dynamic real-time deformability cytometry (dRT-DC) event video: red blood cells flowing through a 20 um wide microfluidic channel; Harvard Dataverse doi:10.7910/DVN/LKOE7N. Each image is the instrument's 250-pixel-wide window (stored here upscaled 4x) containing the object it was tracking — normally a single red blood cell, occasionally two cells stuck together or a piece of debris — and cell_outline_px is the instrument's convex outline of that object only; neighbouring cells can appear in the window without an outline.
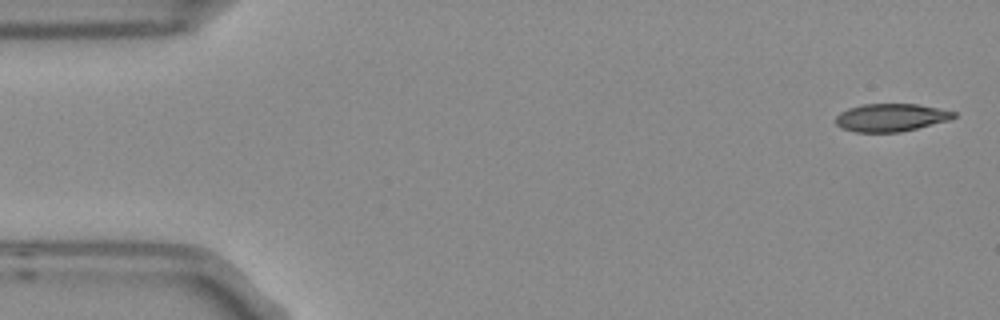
{"species": "Egyptian fruit bat (a non-hibernating species)", "species_latin": "Rousettus aegyptiacus", "temperature_condition": "room temperature", "stored_images_in_passage": 4, "camera_frame_rate_fps": 3000, "um_per_image_px": 0.085, "frame": {"image": 1, "passage_image": 1, "time_ms": 0.0, "image_size_px": [1000, 320], "cell_outline_px": [[956, 116], [948, 120], [900, 132], [856, 132], [844, 128], [836, 124], [836, 116], [840, 112], [848, 108], [864, 104], [920, 104], [956, 112]], "centroid_in_image_um": [75.72, 9.98], "position_along_channel_um": 9.3, "area_um2": 18.96}}
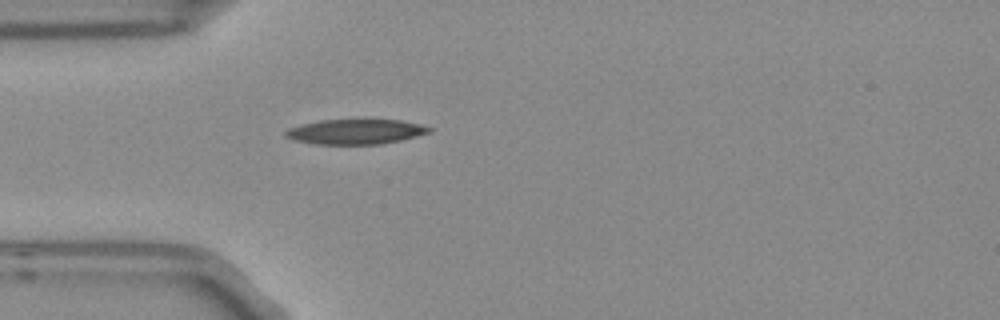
{"frame": {"image": 2, "passage_image": 4, "time_ms": 1.0, "image_size_px": [1000, 320], "cell_outline_px": [[432, 132], [400, 140], [380, 144], [312, 144], [292, 140], [284, 136], [284, 132], [288, 128], [320, 120], [364, 116], [400, 120], [420, 124], [432, 128]], "centroid_in_image_um": [30.23, 11.14], "position_along_channel_um": 54.8, "area_um2": 22.02}}